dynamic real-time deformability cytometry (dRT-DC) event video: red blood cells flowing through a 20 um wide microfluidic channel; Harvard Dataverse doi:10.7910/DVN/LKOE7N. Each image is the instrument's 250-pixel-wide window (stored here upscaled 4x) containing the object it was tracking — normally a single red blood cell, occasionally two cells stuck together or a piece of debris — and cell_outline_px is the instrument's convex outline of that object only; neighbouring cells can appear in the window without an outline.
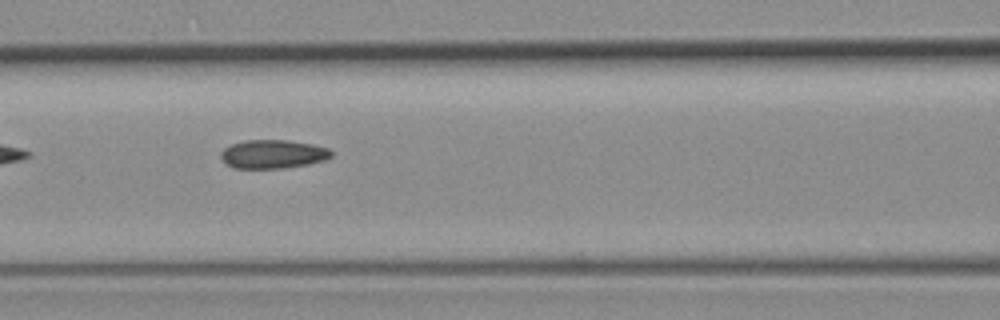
{"species": "common noctule bat (a hibernating species)", "species_latin": "Nyctalus noctula", "temperature_condition": "room temperature", "stored_images_in_passage": 7, "camera_frame_rate_fps": 3000, "um_per_image_px": 0.085, "animal": {"sex": "female", "body_mass_g": 19.3, "forearm_length_mm": 54.1}, "frame": {"image": 1, "passage_image": 6, "time_ms": 7.333, "image_size_px": [1000, 320], "cell_outline_px": [[332, 156], [324, 160], [308, 164], [280, 168], [232, 168], [220, 156], [220, 152], [224, 148], [232, 144], [244, 140], [284, 140], [312, 144], [328, 148], [332, 152]], "centroid_in_image_um": [23.19, 13.09], "position_along_channel_um": 143.4, "area_um2": 18.26}}
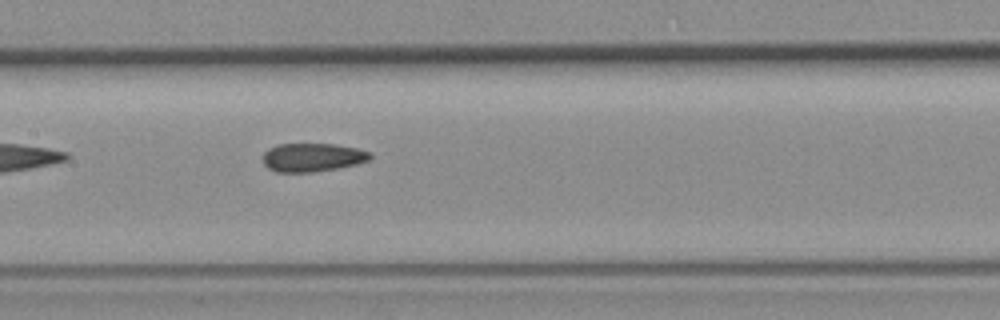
{"frame": {"image": 2, "passage_image": 7, "time_ms": 8.333, "image_size_px": [1000, 320], "cell_outline_px": [[372, 156], [368, 160], [356, 164], [340, 168], [312, 172], [276, 172], [268, 168], [264, 164], [264, 152], [268, 148], [280, 144], [336, 144], [356, 148], [372, 152]], "centroid_in_image_um": [26.57, 13.38], "position_along_channel_um": 180.8, "area_um2": 17.86}}